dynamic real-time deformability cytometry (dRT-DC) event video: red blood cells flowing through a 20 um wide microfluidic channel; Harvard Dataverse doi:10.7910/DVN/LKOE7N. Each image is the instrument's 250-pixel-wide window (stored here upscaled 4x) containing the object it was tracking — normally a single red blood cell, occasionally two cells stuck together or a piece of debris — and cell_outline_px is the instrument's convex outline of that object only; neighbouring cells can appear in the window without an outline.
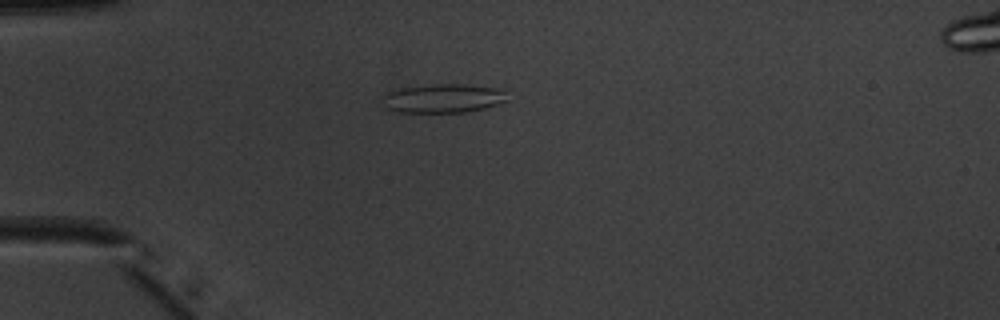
{"species": "common noctule bat (a hibernating species)", "species_latin": "Nyctalus noctula", "temperature_condition": "warm", "stored_images_in_passage": 42, "camera_frame_rate_fps": 3000, "um_per_image_px": 0.085, "animal": {"sex": "male", "body_mass_g": 20.1, "forearm_length_mm": 53.5}, "frame": {"image": 1, "passage_image": 5, "time_ms": 1.333, "image_size_px": [1000, 320], "cell_outline_px": [[504, 100], [496, 104], [484, 108], [464, 112], [400, 112], [384, 108], [380, 100], [380, 96], [388, 92], [400, 88], [436, 84], [464, 84], [504, 88]], "centroid_in_image_um": [37.58, 8.35], "position_along_channel_um": 47.4, "area_um2": 21.04}}
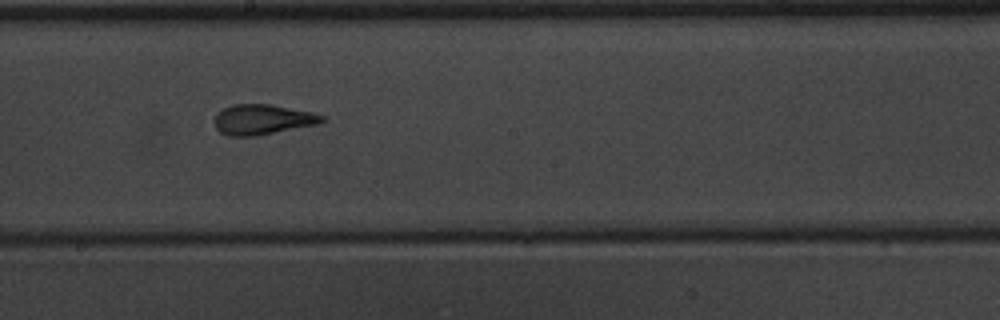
{"frame": {"image": 2, "passage_image": 20, "time_ms": 6.333, "image_size_px": [1000, 320], "cell_outline_px": [[324, 120], [316, 124], [256, 136], [228, 136], [220, 132], [216, 128], [216, 112], [232, 104], [272, 104], [308, 112], [324, 116]], "centroid_in_image_um": [22.26, 10.16], "position_along_channel_um": 225.9, "area_um2": 18.61}}
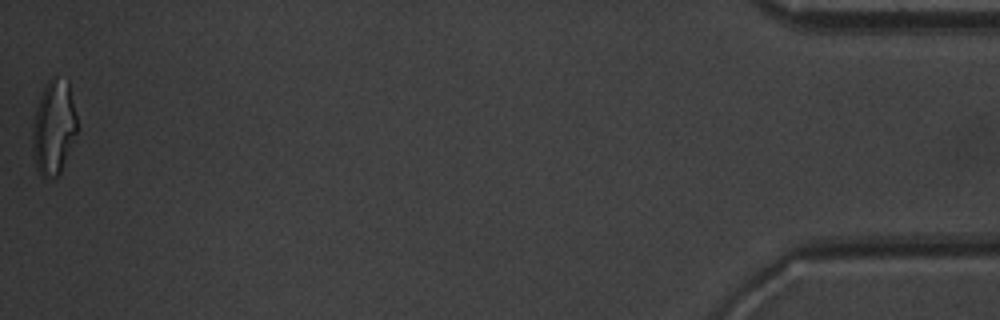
{"frame": {"image": 3, "passage_image": 42, "time_ms": 13.667, "image_size_px": [1000, 320], "cell_outline_px": [[76, 132], [60, 172], [56, 176], [40, 176], [36, 168], [32, 148], [32, 128], [36, 108], [40, 96], [48, 80], [52, 76], [56, 76], [68, 80], [76, 116]], "centroid_in_image_um": [4.54, 10.79], "position_along_channel_um": 430.7, "area_um2": 24.16}, "authors_computed_cell_mechanics": {"area_um2": 19.0162, "velocity_mm_per_s": 3.987, "shape_relaxation_time_tau1_ms": 8.0261, "shape_relaxation_time_tau2_ms": 1.515, "deformation_change_tau1": 0.2538, "deformation_change_tau2": 0.0995}}